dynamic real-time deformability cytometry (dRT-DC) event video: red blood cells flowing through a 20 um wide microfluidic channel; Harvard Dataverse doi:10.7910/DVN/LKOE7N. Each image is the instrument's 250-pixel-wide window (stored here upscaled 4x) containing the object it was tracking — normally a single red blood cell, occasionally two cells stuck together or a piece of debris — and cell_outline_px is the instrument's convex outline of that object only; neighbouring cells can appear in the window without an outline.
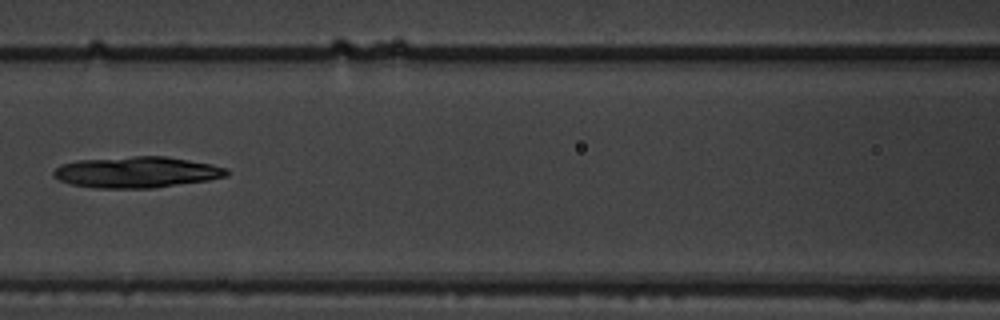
{"species": "common noctule bat (a hibernating species)", "species_latin": "Nyctalus noctula", "temperature_condition": "warm", "stored_images_in_passage": 5, "camera_frame_rate_fps": 3000, "um_per_image_px": 0.085, "animal": {"sex": "male", "body_mass_g": 19.5, "forearm_length_mm": 54.6}, "frame": {"image": 1, "passage_image": 5, "time_ms": 4.667, "image_size_px": [1000, 320], "cell_outline_px": [[228, 176], [208, 180], [152, 188], [96, 188], [72, 184], [60, 180], [52, 176], [52, 172], [60, 164], [76, 160], [132, 156], [168, 156], [212, 164], [228, 168]], "centroid_in_image_um": [11.62, 14.62], "position_along_channel_um": 155.0, "area_um2": 31.56}}